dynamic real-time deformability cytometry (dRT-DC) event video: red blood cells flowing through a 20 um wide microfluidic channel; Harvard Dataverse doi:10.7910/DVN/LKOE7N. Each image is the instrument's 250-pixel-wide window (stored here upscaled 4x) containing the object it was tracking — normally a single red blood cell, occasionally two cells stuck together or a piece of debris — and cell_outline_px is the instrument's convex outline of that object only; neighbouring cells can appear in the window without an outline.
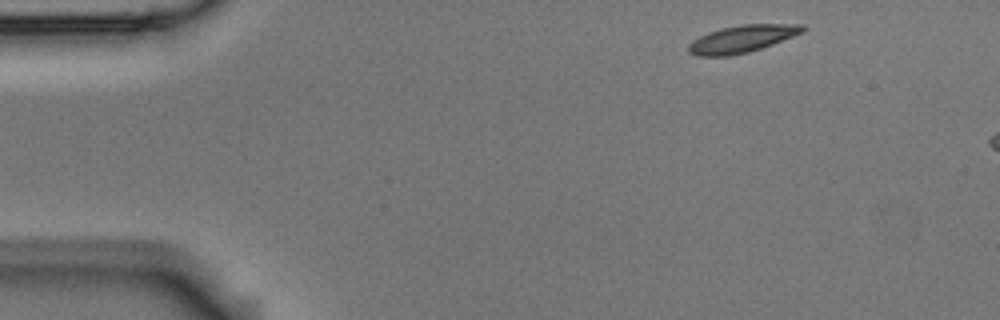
{"species": "Egyptian fruit bat (a non-hibernating species)", "species_latin": "Rousettus aegyptiacus", "temperature_condition": "room temperature", "stored_images_in_passage": 5, "segment_of_instrument_passage": [2, 2], "camera_frame_rate_fps": 3000, "um_per_image_px": 0.085, "animal": {"sex": "male"}, "frame": {"image": 1, "passage_image": 5, "time_ms": 1.333, "image_size_px": [1000, 320], "cell_outline_px": [[808, 28], [804, 32], [772, 44], [748, 52], [728, 56], [696, 56], [688, 52], [688, 44], [692, 40], [708, 32], [720, 28], [740, 24], [804, 24]], "centroid_in_image_um": [63.07, 3.29], "position_along_channel_um": 21.9, "area_um2": 18.26}}